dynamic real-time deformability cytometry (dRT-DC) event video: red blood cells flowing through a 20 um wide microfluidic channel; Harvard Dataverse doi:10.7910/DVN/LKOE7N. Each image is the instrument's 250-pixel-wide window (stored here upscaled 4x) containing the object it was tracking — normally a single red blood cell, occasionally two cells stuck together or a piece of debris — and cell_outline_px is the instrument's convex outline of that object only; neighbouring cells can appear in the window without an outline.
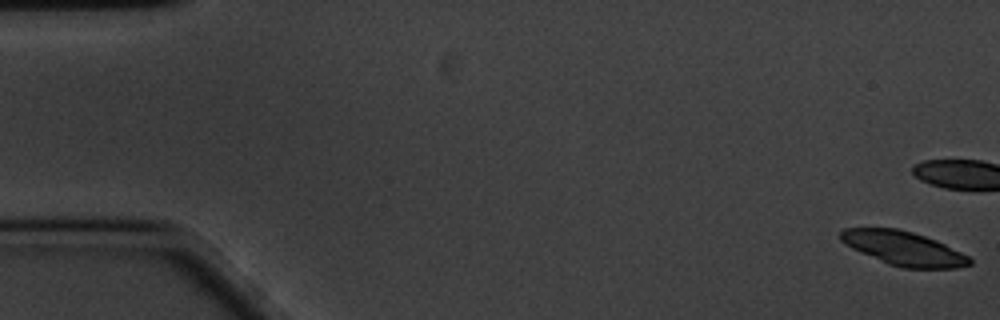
{"species": "common noctule bat (a hibernating species)", "species_latin": "Nyctalus noctula", "temperature_condition": "cold", "stored_images_in_passage": 11, "camera_frame_rate_fps": 3000, "um_per_image_px": 0.085, "animal": {"sex": "male", "body_mass_g": 20.1, "forearm_length_mm": 53.5}, "frame": {"image": 1, "passage_image": 1, "time_ms": 0.0, "image_size_px": [1000, 320], "cell_outline_px": [[972, 264], [956, 268], [904, 268], [888, 264], [860, 252], [844, 244], [840, 240], [840, 232], [844, 228], [896, 228], [912, 232], [936, 240], [968, 256], [972, 260]], "centroid_in_image_um": [76.78, 21.11], "position_along_channel_um": 8.2, "area_um2": 25.43}}